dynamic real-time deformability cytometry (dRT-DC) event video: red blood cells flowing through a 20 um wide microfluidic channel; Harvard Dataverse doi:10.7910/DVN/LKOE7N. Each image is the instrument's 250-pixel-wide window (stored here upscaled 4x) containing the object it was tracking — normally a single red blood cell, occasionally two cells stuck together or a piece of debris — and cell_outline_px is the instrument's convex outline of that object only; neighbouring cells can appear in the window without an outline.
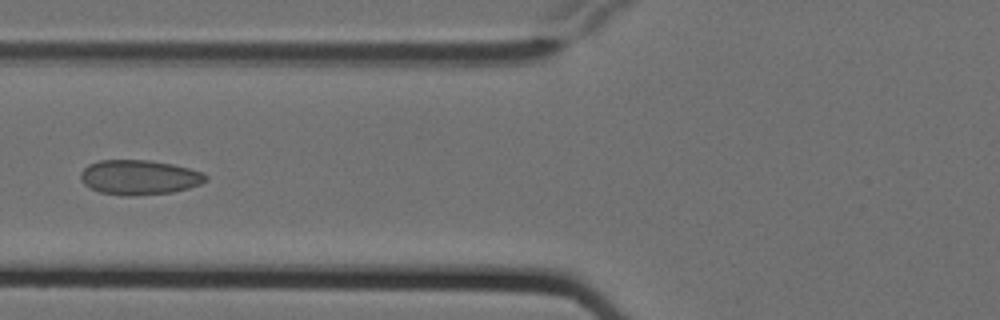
{"species": "Egyptian fruit bat (a non-hibernating species)", "species_latin": "Rousettus aegyptiacus", "temperature_condition": "cold", "stored_images_in_passage": 7, "camera_frame_rate_fps": 3000, "um_per_image_px": 0.085, "animal": {"sex": "female"}, "frame": {"image": 1, "passage_image": 7, "time_ms": 2.0, "image_size_px": [1000, 320], "cell_outline_px": [[208, 180], [200, 184], [188, 188], [172, 192], [132, 196], [124, 196], [100, 192], [84, 184], [80, 180], [80, 172], [88, 164], [100, 160], [148, 160], [172, 164], [188, 168], [200, 172], [208, 176]], "centroid_in_image_um": [11.81, 15.07], "position_along_channel_um": 114.0, "area_um2": 25.32}}